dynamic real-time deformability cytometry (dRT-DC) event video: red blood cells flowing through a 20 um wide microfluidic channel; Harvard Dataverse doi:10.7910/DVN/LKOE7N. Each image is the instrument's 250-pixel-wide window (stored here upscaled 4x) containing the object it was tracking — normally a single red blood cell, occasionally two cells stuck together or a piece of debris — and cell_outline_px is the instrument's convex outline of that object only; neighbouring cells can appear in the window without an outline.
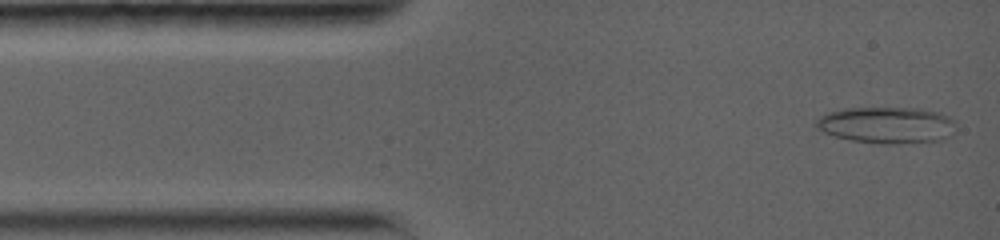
{"species": "common noctule bat (a hibernating species)", "species_latin": "Nyctalus noctula", "temperature_condition": "warm", "stored_images_in_passage": 51, "camera_frame_rate_fps": 5000, "um_per_image_px": 0.085, "animal": {"sex": "female", "body_mass_g": 19.0, "forearm_length_mm": 56.7}, "frame": {"image": 1, "passage_image": 1, "time_ms": 0.0, "image_size_px": [1000, 240], "cell_outline_px": [[952, 136], [940, 140], [892, 144], [880, 144], [852, 140], [836, 136], [824, 132], [816, 128], [812, 124], [824, 112], [844, 108], [920, 108], [940, 112], [948, 116], [952, 120]], "centroid_in_image_um": [75.31, 10.62], "position_along_channel_um": 9.7, "area_um2": 29.82}}
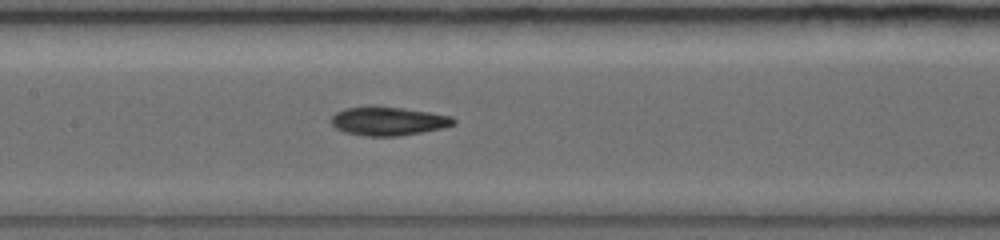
{"frame": {"image": 2, "passage_image": 19, "time_ms": 6.0, "image_size_px": [1000, 240], "cell_outline_px": [[456, 124], [440, 128], [420, 132], [396, 136], [364, 136], [344, 132], [336, 128], [332, 124], [332, 116], [336, 112], [344, 108], [372, 104], [428, 112], [452, 116], [456, 120]], "centroid_in_image_um": [32.95, 10.27], "position_along_channel_um": 174.4, "area_um2": 20.58}}
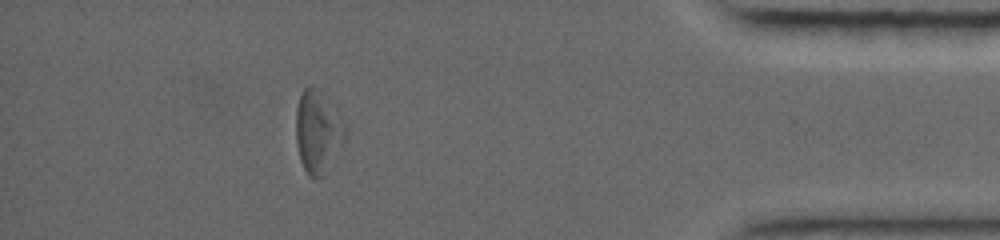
{"frame": {"image": 3, "passage_image": 40, "time_ms": 13.4, "image_size_px": [1000, 240], "cell_outline_px": [[348, 136], [324, 176], [308, 176], [300, 160], [296, 144], [296, 108], [300, 96], [304, 88], [308, 84], [312, 84], [320, 88], [324, 92], [344, 124], [348, 132]], "centroid_in_image_um": [27.02, 11.16], "position_along_channel_um": 408.2, "area_um2": 24.1}, "authors_computed_cell_mechanics": {"area_um2": 21.7906, "velocity_mm_per_s": 3.8009, "shape_relaxation_time_tau1_ms": 4.1914, "shape_relaxation_time_tau2_ms": null, "deformation_change_tau1": 0.125, "deformation_change_tau2": null}}